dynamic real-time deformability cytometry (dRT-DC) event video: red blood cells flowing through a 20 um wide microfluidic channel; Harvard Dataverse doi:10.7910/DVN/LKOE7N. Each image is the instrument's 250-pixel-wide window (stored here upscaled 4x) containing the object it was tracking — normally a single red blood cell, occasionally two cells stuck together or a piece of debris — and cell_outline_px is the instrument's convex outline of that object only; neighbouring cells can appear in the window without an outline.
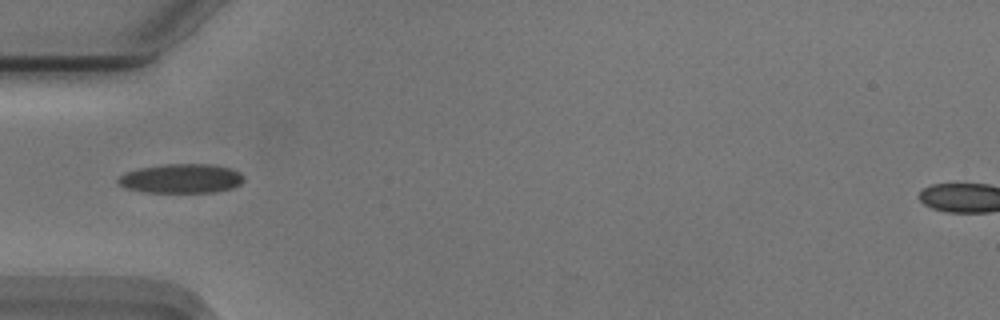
{"species": "Egyptian fruit bat (a non-hibernating species)", "species_latin": "Rousettus aegyptiacus", "temperature_condition": "cold", "stored_images_in_passage": 38, "camera_frame_rate_fps": 3000, "um_per_image_px": 0.085, "animal": {"sex": "male"}, "frame": {"image": 1, "passage_image": 1, "time_ms": 0.0, "image_size_px": [1000, 320], "cell_outline_px": [[244, 180], [240, 184], [232, 188], [216, 192], [144, 192], [124, 188], [116, 180], [124, 172], [140, 168], [164, 164], [212, 164], [232, 168], [240, 172], [244, 176]], "centroid_in_image_um": [15.42, 15.17], "position_along_channel_um": 69.6, "area_um2": 21.62}}
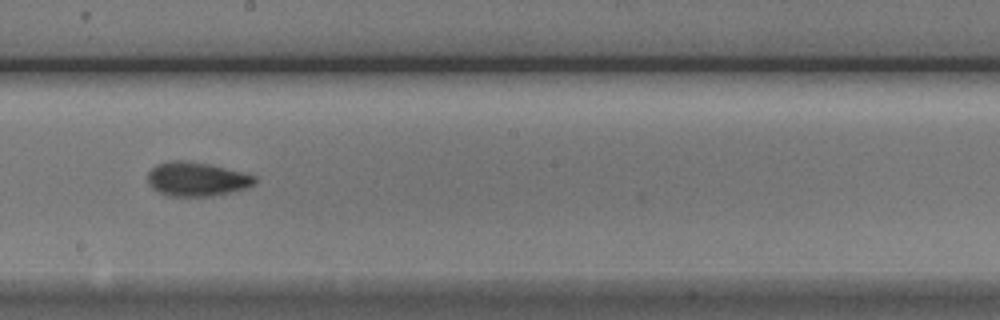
{"frame": {"image": 2, "passage_image": 14, "time_ms": 4.333, "image_size_px": [1000, 320], "cell_outline_px": [[256, 184], [248, 188], [232, 192], [212, 196], [168, 196], [152, 188], [148, 184], [148, 172], [156, 164], [172, 160], [184, 160], [208, 164], [256, 176]], "centroid_in_image_um": [16.71, 15.23], "position_along_channel_um": 231.5, "area_um2": 21.27}}
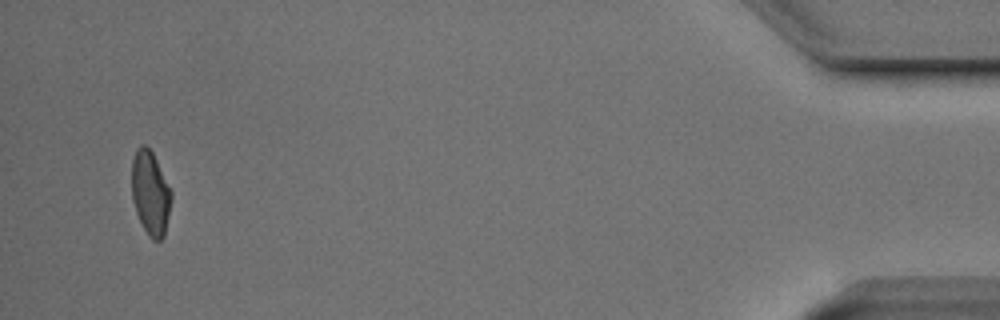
{"frame": {"image": 3, "passage_image": 36, "time_ms": 11.667, "image_size_px": [1000, 320], "cell_outline_px": [[172, 200], [164, 236], [160, 240], [152, 240], [148, 236], [136, 212], [132, 200], [132, 160], [136, 148], [140, 144], [144, 144], [152, 152], [172, 192]], "centroid_in_image_um": [12.78, 16.41], "position_along_channel_um": 422.4, "area_um2": 19.36}, "authors_computed_cell_mechanics": {"area_um2": 20.3456, "velocity_mm_per_s": 3.7304, "shape_relaxation_time_tau1_ms": 3.0938, "shape_relaxation_time_tau2_ms": 1.7119, "deformation_change_tau1": 0.1152, "deformation_change_tau2": 0.0617}}